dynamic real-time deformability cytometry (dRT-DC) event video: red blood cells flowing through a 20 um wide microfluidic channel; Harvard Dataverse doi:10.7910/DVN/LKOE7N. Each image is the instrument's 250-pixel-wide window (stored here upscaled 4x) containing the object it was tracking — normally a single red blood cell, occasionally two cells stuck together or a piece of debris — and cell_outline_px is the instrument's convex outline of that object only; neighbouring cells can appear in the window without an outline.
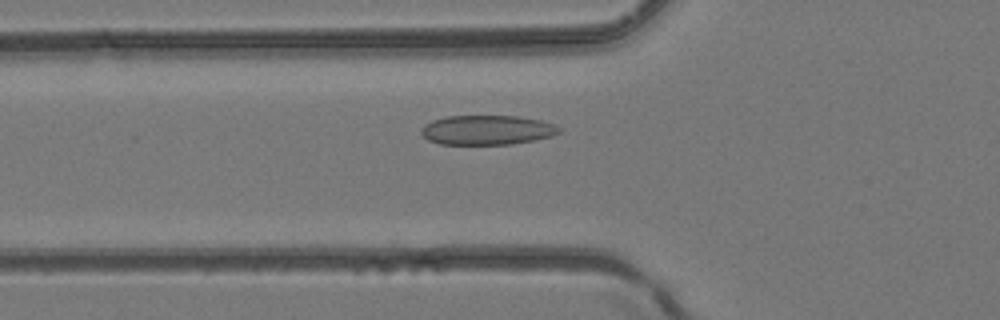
{"species": "common noctule bat (a hibernating species)", "species_latin": "Nyctalus noctula", "temperature_condition": "room temperature", "stored_images_in_passage": 34, "camera_frame_rate_fps": 3000, "um_per_image_px": 0.085, "animal": {"sex": "female", "body_mass_g": 24.6, "forearm_length_mm": 56.2}, "frame": {"image": 1, "passage_image": 6, "time_ms": 1.667, "image_size_px": [1000, 320], "cell_outline_px": [[560, 132], [552, 136], [536, 140], [512, 144], [440, 144], [428, 140], [420, 132], [420, 128], [424, 124], [432, 120], [448, 116], [516, 116], [540, 120], [552, 124], [560, 128]], "centroid_in_image_um": [41.37, 11.05], "position_along_channel_um": 84.4, "area_um2": 23.76}}
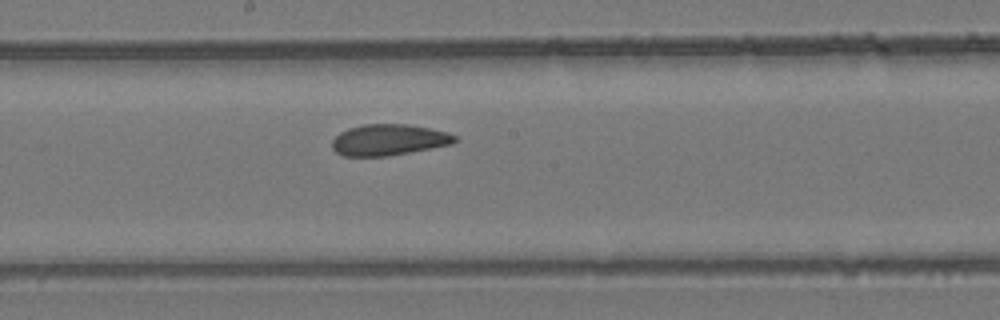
{"frame": {"image": 2, "passage_image": 14, "time_ms": 4.333, "image_size_px": [1000, 320], "cell_outline_px": [[456, 140], [452, 144], [388, 156], [344, 156], [336, 152], [332, 148], [332, 140], [340, 132], [348, 128], [364, 124], [408, 124], [448, 132], [456, 136]], "centroid_in_image_um": [33.02, 11.88], "position_along_channel_um": 215.2, "area_um2": 22.2}}
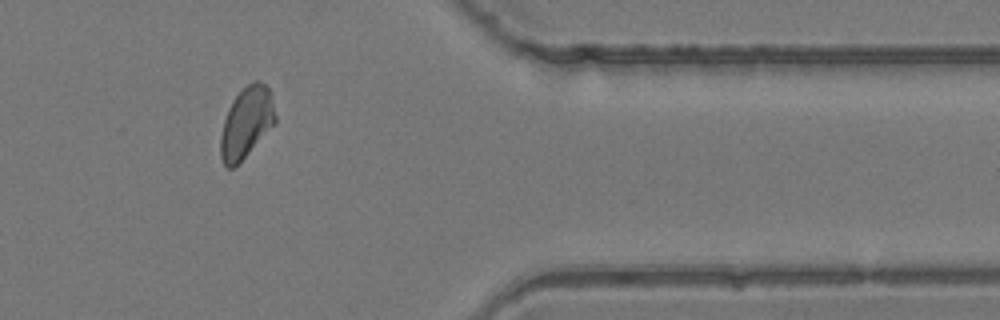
{"frame": {"image": 3, "passage_image": 26, "time_ms": 8.333, "image_size_px": [1000, 320], "cell_outline_px": [[276, 124], [232, 168], [228, 168], [224, 164], [220, 156], [220, 136], [224, 120], [228, 108], [232, 100], [248, 84], [256, 80], [264, 84], [268, 88], [276, 116]], "centroid_in_image_um": [20.93, 10.42], "position_along_channel_um": 390.5, "area_um2": 22.2}}